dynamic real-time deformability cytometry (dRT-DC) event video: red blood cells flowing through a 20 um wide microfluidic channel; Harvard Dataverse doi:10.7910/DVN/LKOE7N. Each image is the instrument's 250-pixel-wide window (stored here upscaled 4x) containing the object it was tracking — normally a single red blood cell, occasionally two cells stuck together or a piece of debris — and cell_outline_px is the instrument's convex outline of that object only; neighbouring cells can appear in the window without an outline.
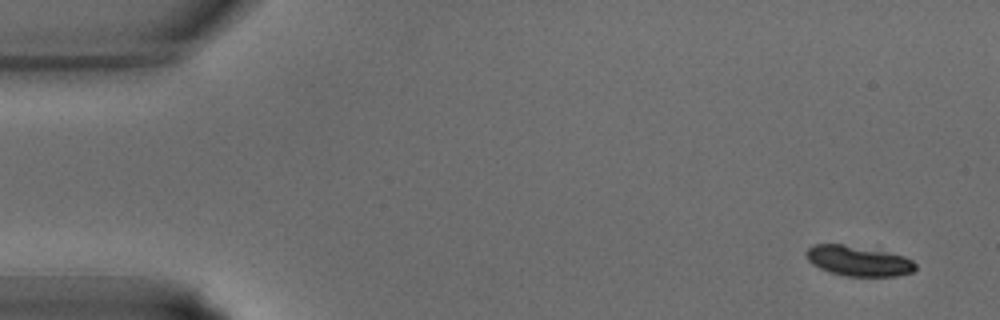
{"species": "common noctule bat (a hibernating species)", "species_latin": "Nyctalus noctula", "temperature_condition": "warm", "stored_images_in_passage": 10, "camera_frame_rate_fps": 3000, "um_per_image_px": 0.085, "animal": {"sex": "male", "body_mass_g": 15.6}, "frame": {"image": 1, "passage_image": 1, "time_ms": 0.0, "image_size_px": [1000, 320], "cell_outline_px": [[916, 268], [912, 272], [896, 276], [848, 276], [832, 272], [820, 268], [812, 264], [804, 256], [804, 252], [812, 244], [840, 244], [888, 252], [904, 256], [912, 260], [916, 264]], "centroid_in_image_um": [72.94, 22.17], "position_along_channel_um": 12.1, "area_um2": 19.13}}
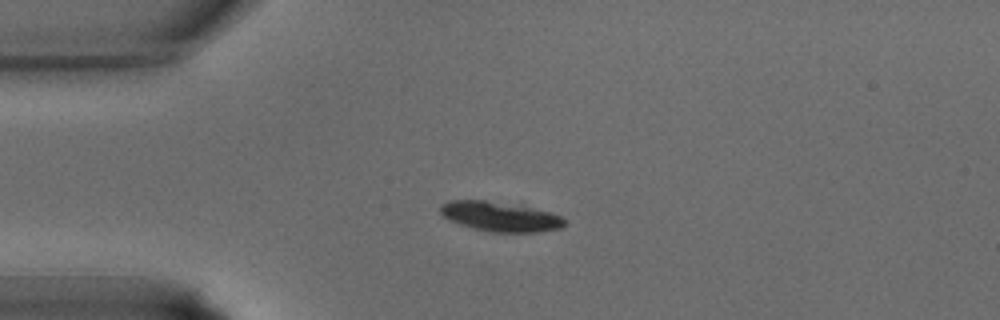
{"frame": {"image": 2, "passage_image": 8, "time_ms": 2.333, "image_size_px": [1000, 320], "cell_outline_px": [[564, 224], [560, 228], [536, 232], [492, 232], [460, 224], [444, 216], [440, 212], [440, 204], [448, 200], [484, 200], [520, 204], [548, 212], [560, 216], [564, 220]], "centroid_in_image_um": [42.5, 18.38], "position_along_channel_um": 42.5, "area_um2": 21.33}}